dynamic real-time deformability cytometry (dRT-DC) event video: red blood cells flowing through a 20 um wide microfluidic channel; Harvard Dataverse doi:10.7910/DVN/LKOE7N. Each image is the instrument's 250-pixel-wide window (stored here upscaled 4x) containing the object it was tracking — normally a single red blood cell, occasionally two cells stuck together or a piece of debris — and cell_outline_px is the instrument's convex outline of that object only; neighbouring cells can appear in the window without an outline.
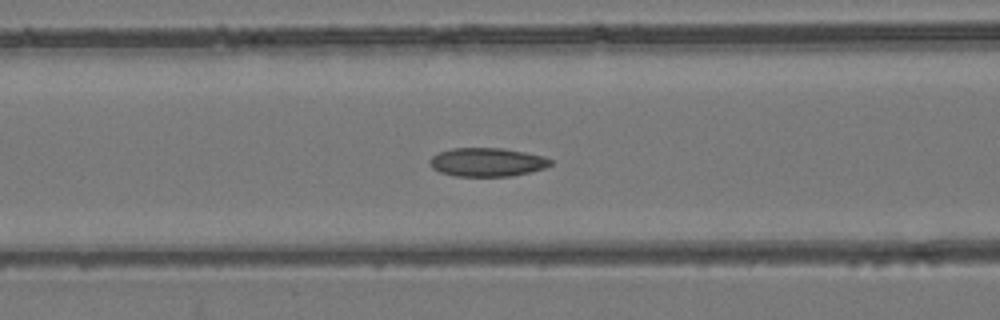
{"species": "common noctule bat (a hibernating species)", "species_latin": "Nyctalus noctula", "temperature_condition": "room temperature", "stored_images_in_passage": 40, "camera_frame_rate_fps": 3000, "um_per_image_px": 0.085, "animal": {"sex": "female", "body_mass_g": 24.6, "forearm_length_mm": 56.2}, "frame": {"image": 1, "passage_image": 9, "time_ms": 2.667, "image_size_px": [1000, 320], "cell_outline_px": [[552, 164], [544, 168], [512, 176], [456, 176], [440, 172], [432, 168], [428, 164], [428, 160], [432, 156], [440, 152], [452, 148], [500, 148], [524, 152], [544, 156], [552, 160]], "centroid_in_image_um": [41.38, 13.78], "position_along_channel_um": 125.2, "area_um2": 20.11}}
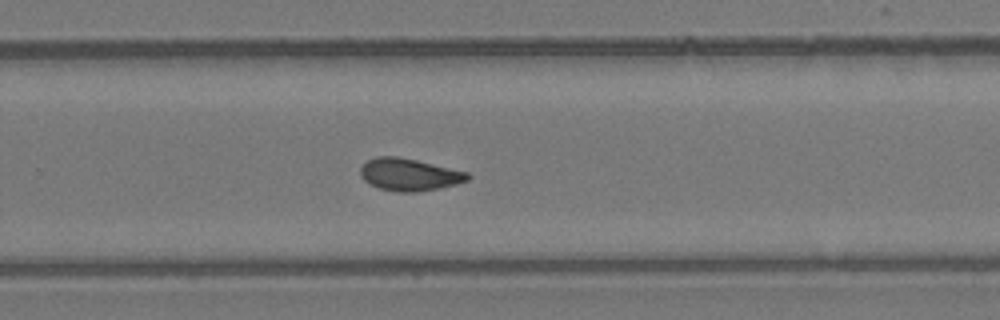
{"frame": {"image": 2, "passage_image": 22, "time_ms": 7.0, "image_size_px": [1000, 320], "cell_outline_px": [[472, 176], [468, 180], [456, 184], [440, 188], [416, 192], [396, 192], [380, 188], [368, 184], [360, 176], [360, 168], [368, 160], [376, 156], [396, 156], [416, 160], [468, 172]], "centroid_in_image_um": [34.78, 14.84], "position_along_channel_um": 295.0, "area_um2": 20.23}}
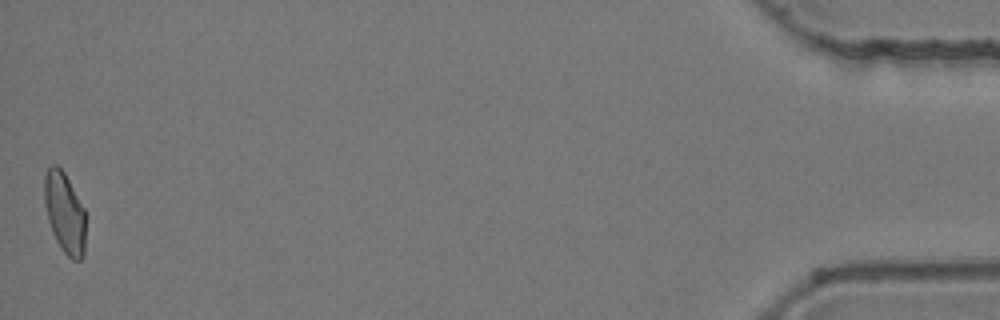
{"frame": {"image": 3, "passage_image": 40, "time_ms": 13.0, "image_size_px": [1000, 320], "cell_outline_px": [[84, 256], [80, 260], [72, 260], [60, 248], [52, 232], [48, 220], [44, 200], [44, 176], [48, 168], [52, 164], [56, 164], [64, 172], [84, 208]], "centroid_in_image_um": [5.48, 18.09], "position_along_channel_um": 429.7, "area_um2": 19.31}, "authors_computed_cell_mechanics": {"area_um2": 19.5653, "velocity_mm_per_s": 3.9177, "shape_relaxation_time_tau1_ms": null, "shape_relaxation_time_tau2_ms": 3.5134, "deformation_change_tau1": null, "deformation_change_tau2": 0.0861}}